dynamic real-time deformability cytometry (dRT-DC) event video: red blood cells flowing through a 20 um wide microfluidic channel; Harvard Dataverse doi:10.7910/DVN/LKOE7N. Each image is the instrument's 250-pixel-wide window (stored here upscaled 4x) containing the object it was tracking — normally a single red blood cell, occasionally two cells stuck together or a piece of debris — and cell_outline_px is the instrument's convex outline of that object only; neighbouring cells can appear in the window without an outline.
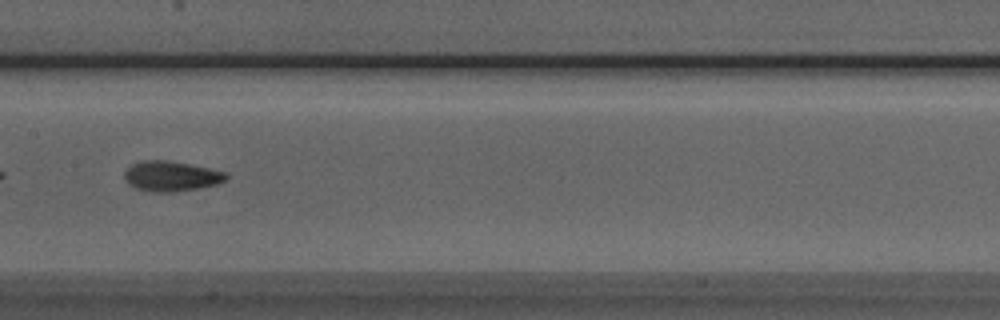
{"species": "Egyptian fruit bat (a non-hibernating species)", "species_latin": "Rousettus aegyptiacus", "temperature_condition": "room temperature", "stored_images_in_passage": 51, "camera_frame_rate_fps": 3000, "um_per_image_px": 0.085, "animal": {"sex": "male"}, "frame": {"image": 1, "passage_image": 25, "time_ms": 8.0, "image_size_px": [1000, 320], "cell_outline_px": [[228, 176], [224, 180], [216, 184], [176, 192], [152, 192], [136, 188], [128, 184], [124, 180], [124, 172], [132, 164], [140, 160], [164, 160], [188, 164], [228, 172]], "centroid_in_image_um": [14.51, 14.97], "position_along_channel_um": 192.9, "area_um2": 17.8}}
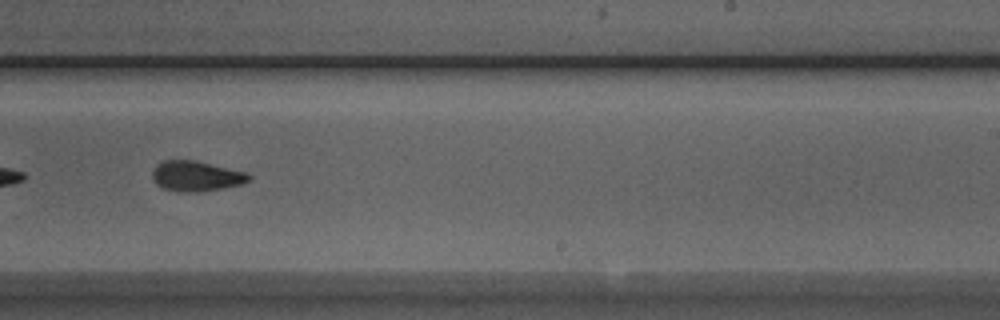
{"frame": {"image": 2, "passage_image": 31, "time_ms": 10.0, "image_size_px": [1000, 320], "cell_outline_px": [[252, 176], [248, 180], [240, 184], [224, 188], [200, 192], [176, 192], [164, 188], [156, 184], [152, 180], [152, 172], [156, 164], [164, 160], [196, 160], [248, 172]], "centroid_in_image_um": [16.66, 14.96], "position_along_channel_um": 272.3, "area_um2": 17.28}}
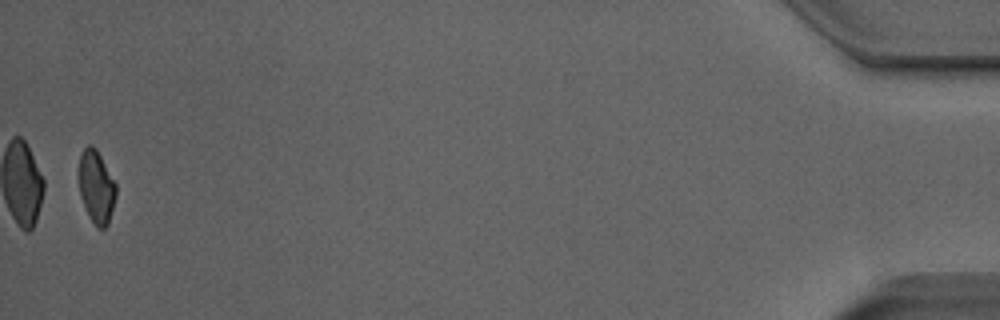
{"frame": {"image": 3, "passage_image": 50, "time_ms": 16.333, "image_size_px": [1000, 320], "cell_outline_px": [[116, 196], [108, 224], [104, 228], [96, 228], [80, 196], [80, 156], [84, 148], [88, 144], [92, 144], [96, 148], [116, 184]], "centroid_in_image_um": [8.21, 15.87], "position_along_channel_um": 427.0, "area_um2": 15.37}, "authors_computed_cell_mechanics": {"area_um2": 17.4556, "velocity_mm_per_s": 3.9972, "shape_relaxation_time_tau1_ms": 4.1601, "shape_relaxation_time_tau2_ms": 2.8417, "deformation_change_tau1": 0.1111, "deformation_change_tau2": 0.0838}}